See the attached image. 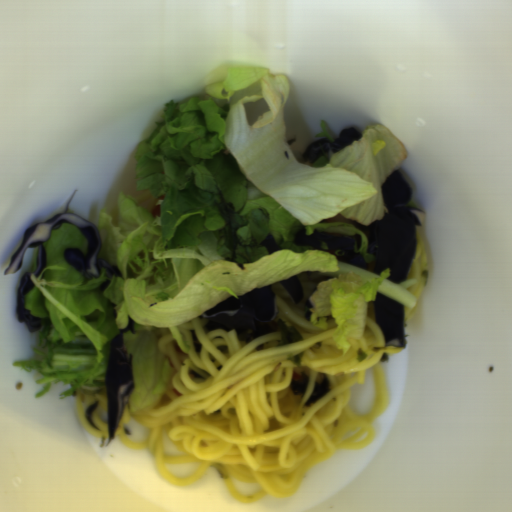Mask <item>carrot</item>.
I'll use <instances>...</instances> for the list:
<instances>
[{"mask_svg": "<svg viewBox=\"0 0 512 512\" xmlns=\"http://www.w3.org/2000/svg\"><path fill=\"white\" fill-rule=\"evenodd\" d=\"M151 215L152 217L155 219V218H158L159 216H161V204H158L156 206H153L152 210H151Z\"/></svg>", "mask_w": 512, "mask_h": 512, "instance_id": "carrot-1", "label": "carrot"}]
</instances>
